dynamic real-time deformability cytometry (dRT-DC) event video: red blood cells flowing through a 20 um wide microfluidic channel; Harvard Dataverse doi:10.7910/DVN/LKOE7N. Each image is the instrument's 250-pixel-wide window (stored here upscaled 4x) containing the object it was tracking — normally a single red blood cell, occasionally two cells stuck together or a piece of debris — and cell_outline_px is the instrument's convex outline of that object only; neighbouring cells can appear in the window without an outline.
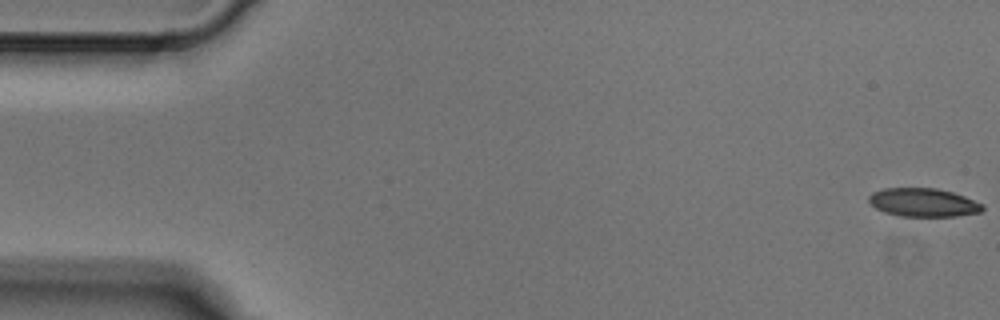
{"species": "Egyptian fruit bat (a non-hibernating species)", "species_latin": "Rousettus aegyptiacus", "temperature_condition": "cold", "stored_images_in_passage": 4, "camera_frame_rate_fps": 3000, "um_per_image_px": 0.085, "animal": {"sex": "male"}, "frame": {"image": 1, "passage_image": 1, "time_ms": 0.0, "image_size_px": [1000, 320], "cell_outline_px": [[984, 208], [980, 212], [956, 216], [900, 216], [884, 212], [876, 208], [868, 200], [868, 196], [872, 192], [884, 188], [936, 188], [952, 192], [964, 196], [984, 204]], "centroid_in_image_um": [78.48, 17.21], "position_along_channel_um": 6.5, "area_um2": 18.84}}
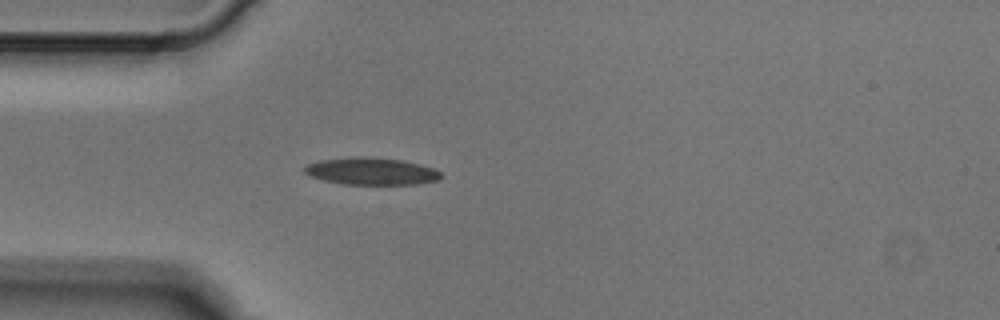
{"frame": {"image": 2, "passage_image": 4, "time_ms": 1.0, "image_size_px": [1000, 320], "cell_outline_px": [[440, 180], [416, 184], [344, 184], [324, 180], [312, 176], [304, 172], [304, 168], [308, 164], [320, 160], [364, 156], [400, 160], [420, 164], [432, 168], [440, 172]], "centroid_in_image_um": [31.58, 14.56], "position_along_channel_um": 53.4, "area_um2": 21.27}}